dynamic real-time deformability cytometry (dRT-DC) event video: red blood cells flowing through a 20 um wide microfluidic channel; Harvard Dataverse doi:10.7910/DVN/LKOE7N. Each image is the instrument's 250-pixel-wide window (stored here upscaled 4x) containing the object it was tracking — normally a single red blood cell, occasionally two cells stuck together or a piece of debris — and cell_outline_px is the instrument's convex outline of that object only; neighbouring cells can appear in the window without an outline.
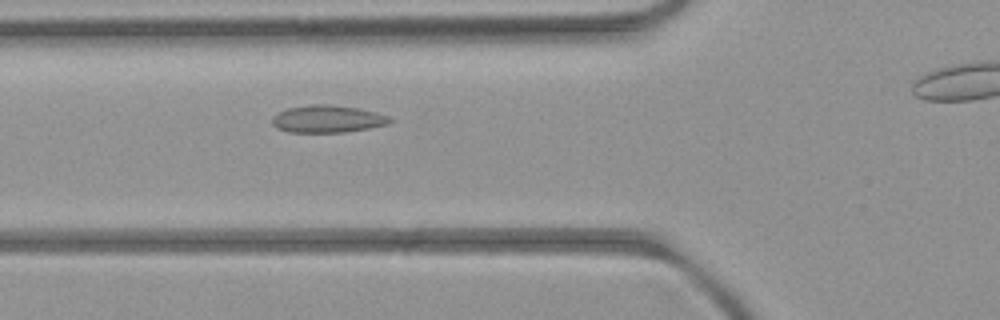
{"species": "common noctule bat (a hibernating species)", "species_latin": "Nyctalus noctula", "temperature_condition": "room temperature", "stored_images_in_passage": 14, "camera_frame_rate_fps": 3000, "um_per_image_px": 0.085, "animal": {"sex": "female", "body_mass_g": 21.9}, "frame": {"image": 1, "passage_image": 7, "time_ms": 6.667, "image_size_px": [1000, 320], "cell_outline_px": [[392, 120], [388, 124], [368, 128], [344, 132], [288, 132], [276, 128], [272, 124], [272, 116], [288, 108], [312, 104], [328, 104], [360, 108], [376, 112], [388, 116]], "centroid_in_image_um": [27.82, 10.11], "position_along_channel_um": 98.0, "area_um2": 18.73}}
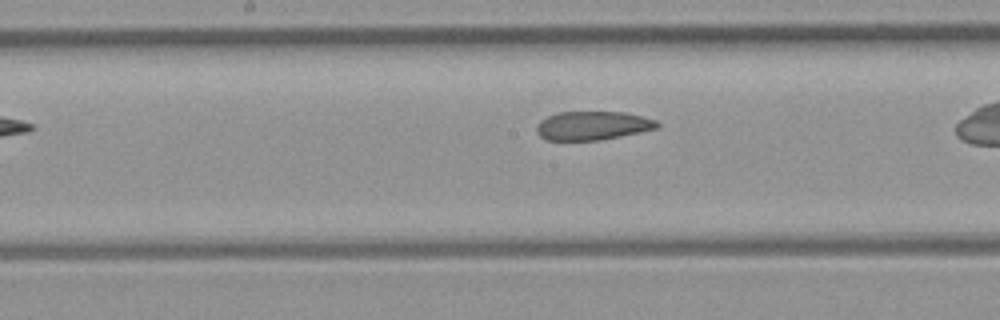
{"frame": {"image": 2, "passage_image": 12, "time_ms": 13.333, "image_size_px": [1000, 320], "cell_outline_px": [[660, 128], [600, 140], [548, 140], [540, 136], [536, 132], [536, 128], [540, 120], [548, 116], [560, 112], [624, 112], [656, 120], [660, 124]], "centroid_in_image_um": [50.38, 10.68], "position_along_channel_um": 197.8, "area_um2": 20.11}}